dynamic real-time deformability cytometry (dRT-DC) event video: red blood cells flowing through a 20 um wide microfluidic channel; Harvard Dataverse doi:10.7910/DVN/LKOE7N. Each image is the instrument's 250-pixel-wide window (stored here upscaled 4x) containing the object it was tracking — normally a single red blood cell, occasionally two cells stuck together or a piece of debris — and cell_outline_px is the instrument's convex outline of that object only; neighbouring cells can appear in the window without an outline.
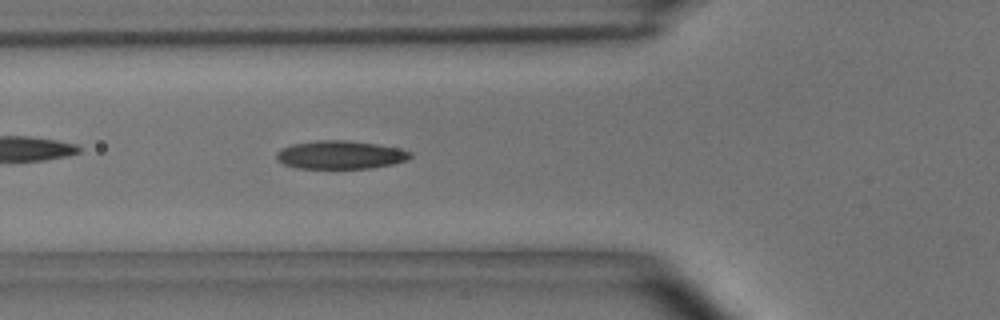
{"species": "common noctule bat (a hibernating species)", "species_latin": "Nyctalus noctula", "temperature_condition": "room temperature", "stored_images_in_passage": 43, "camera_frame_rate_fps": 3000, "um_per_image_px": 0.085, "animal": {"sex": "male", "body_mass_g": 15.6}, "frame": {"image": 1, "passage_image": 7, "time_ms": 2.0, "image_size_px": [1000, 320], "cell_outline_px": [[412, 156], [408, 160], [392, 164], [372, 168], [296, 168], [284, 164], [276, 160], [276, 152], [292, 144], [316, 140], [348, 140], [376, 144], [396, 148], [412, 152]], "centroid_in_image_um": [28.92, 13.16], "position_along_channel_um": 96.9, "area_um2": 22.02}}
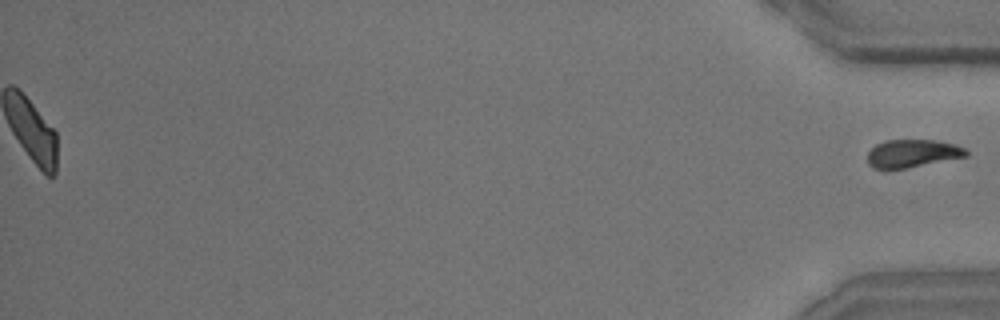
{"frame": {"image": 2, "passage_image": 43, "time_ms": 14.0, "image_size_px": [1000, 320], "cell_outline_px": [[968, 156], [908, 168], [872, 168], [868, 164], [868, 152], [876, 144], [888, 140], [932, 140], [956, 144], [964, 148], [968, 152]], "centroid_in_image_um": [77.57, 13.04], "position_along_channel_um": 357.6, "area_um2": 15.95}}